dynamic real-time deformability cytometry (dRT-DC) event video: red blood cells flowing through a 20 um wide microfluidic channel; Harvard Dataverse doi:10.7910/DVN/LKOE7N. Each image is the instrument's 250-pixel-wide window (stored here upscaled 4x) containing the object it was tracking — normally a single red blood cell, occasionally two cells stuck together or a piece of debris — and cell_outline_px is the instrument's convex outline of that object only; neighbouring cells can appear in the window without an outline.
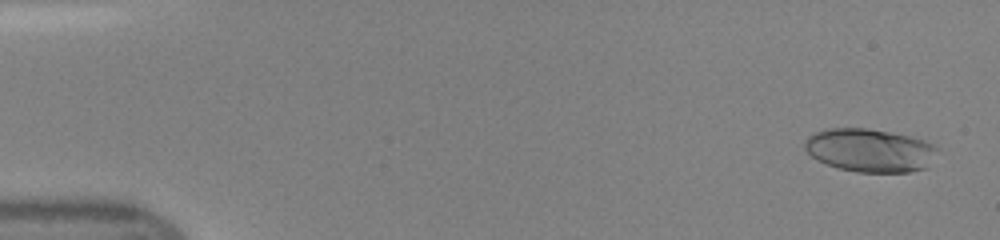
{"species": "human", "species_latin": "Homo sapiens", "temperature_condition": "room temperature", "stored_images_in_passage": 47, "camera_frame_rate_fps": 3000, "um_per_image_px": 0.085, "donor": {"sex": "female"}, "frame": {"image": 1, "passage_image": 2, "time_ms": 0.333, "image_size_px": [1000, 240], "cell_outline_px": [[940, 148], [924, 168], [908, 172], [856, 172], [840, 168], [828, 164], [812, 156], [804, 148], [804, 140], [812, 132], [828, 128], [868, 128], [908, 136], [924, 140]], "centroid_in_image_um": [73.9, 12.76], "position_along_channel_um": 11.1, "area_um2": 33.23}}
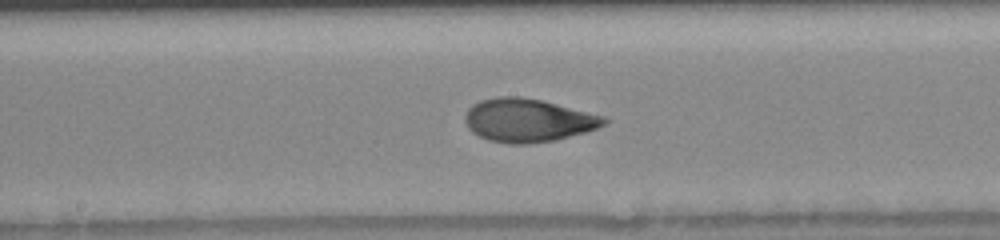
{"frame": {"image": 2, "passage_image": 25, "time_ms": 8.0, "image_size_px": [1000, 240], "cell_outline_px": [[608, 124], [584, 132], [556, 140], [528, 144], [508, 144], [488, 140], [472, 132], [468, 128], [464, 120], [464, 116], [468, 108], [472, 104], [480, 100], [496, 96], [520, 96], [540, 100], [604, 116], [608, 120]], "centroid_in_image_um": [44.84, 10.23], "position_along_channel_um": 203.4, "area_um2": 35.14}}
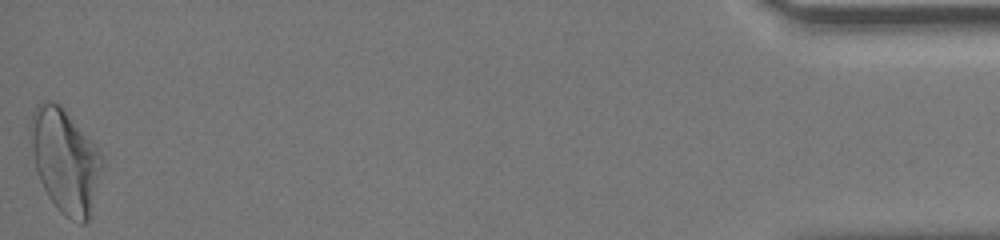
{"frame": {"image": 3, "passage_image": 47, "time_ms": 15.333, "image_size_px": [1000, 240], "cell_outline_px": [[104, 168], [88, 220], [84, 224], [80, 224], [64, 216], [56, 208], [48, 196], [40, 180], [36, 168], [32, 148], [28, 124], [32, 112], [36, 104], [40, 100], [52, 100], [60, 104], [64, 108], [100, 152], [104, 160]], "centroid_in_image_um": [5.53, 13.64], "position_along_channel_um": 429.7, "area_um2": 43.64}}